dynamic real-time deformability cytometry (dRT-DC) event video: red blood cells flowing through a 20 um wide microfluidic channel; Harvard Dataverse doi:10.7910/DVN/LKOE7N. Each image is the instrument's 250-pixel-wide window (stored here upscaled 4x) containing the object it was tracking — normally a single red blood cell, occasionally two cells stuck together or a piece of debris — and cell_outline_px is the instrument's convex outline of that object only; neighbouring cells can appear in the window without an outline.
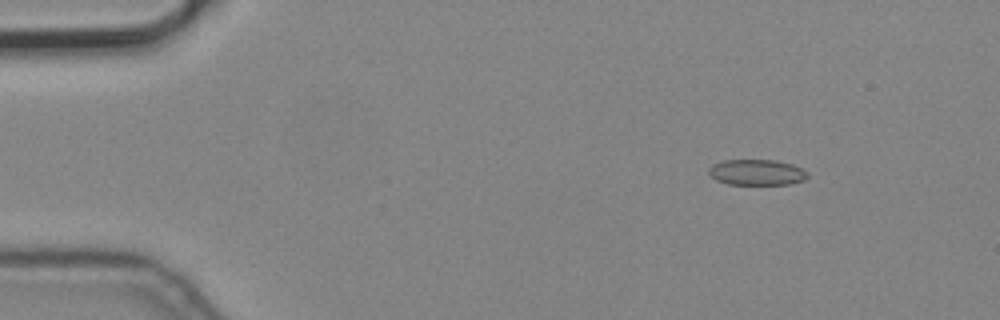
{"species": "common noctule bat (a hibernating species)", "species_latin": "Nyctalus noctula", "temperature_condition": "cold", "stored_images_in_passage": 51, "camera_frame_rate_fps": 3000, "um_per_image_px": 0.085, "animal": {"sex": "male", "body_mass_g": 19.2, "forearm_length_mm": 51.8}, "frame": {"image": 1, "passage_image": 2, "time_ms": 0.333, "image_size_px": [1000, 320], "cell_outline_px": [[808, 176], [804, 180], [788, 184], [728, 184], [716, 180], [708, 172], [708, 168], [712, 164], [724, 160], [776, 160], [792, 164], [808, 172]], "centroid_in_image_um": [64.31, 14.64], "position_along_channel_um": 20.7, "area_um2": 14.8}}
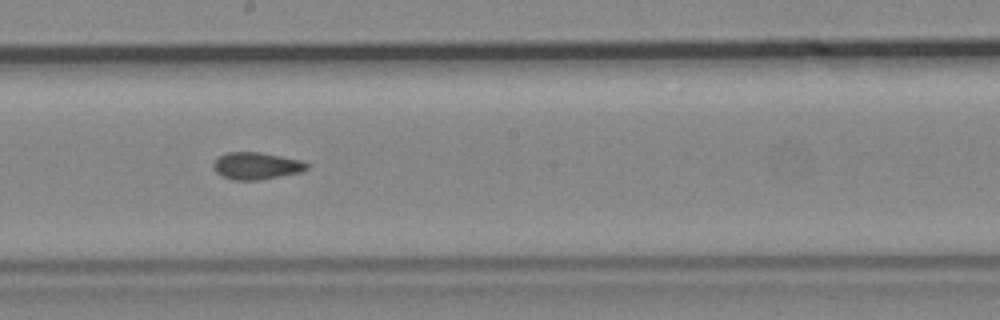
{"frame": {"image": 2, "passage_image": 26, "time_ms": 8.333, "image_size_px": [1000, 320], "cell_outline_px": [[308, 168], [300, 172], [260, 180], [232, 180], [216, 172], [212, 164], [220, 156], [228, 152], [260, 152], [300, 160], [308, 164]], "centroid_in_image_um": [21.79, 14.1], "position_along_channel_um": 226.4, "area_um2": 14.57}}
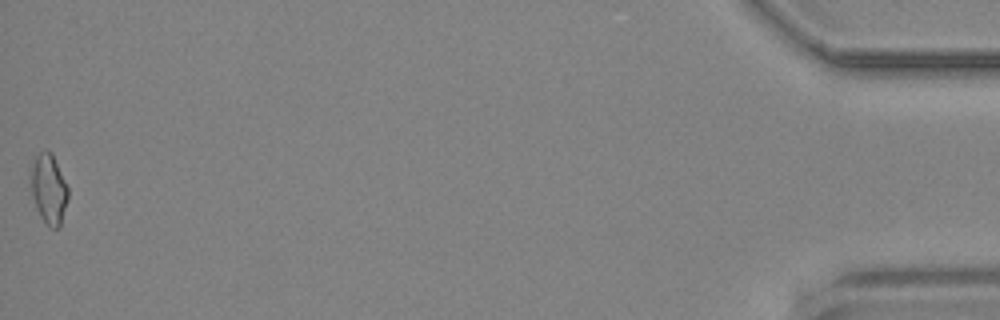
{"frame": {"image": 3, "passage_image": 51, "time_ms": 16.667, "image_size_px": [1000, 320], "cell_outline_px": [[68, 200], [60, 228], [52, 228], [40, 216], [36, 208], [28, 176], [28, 168], [36, 156], [44, 148], [52, 152], [68, 188]], "centroid_in_image_um": [4.12, 16.01], "position_along_channel_um": 431.1, "area_um2": 15.55}}